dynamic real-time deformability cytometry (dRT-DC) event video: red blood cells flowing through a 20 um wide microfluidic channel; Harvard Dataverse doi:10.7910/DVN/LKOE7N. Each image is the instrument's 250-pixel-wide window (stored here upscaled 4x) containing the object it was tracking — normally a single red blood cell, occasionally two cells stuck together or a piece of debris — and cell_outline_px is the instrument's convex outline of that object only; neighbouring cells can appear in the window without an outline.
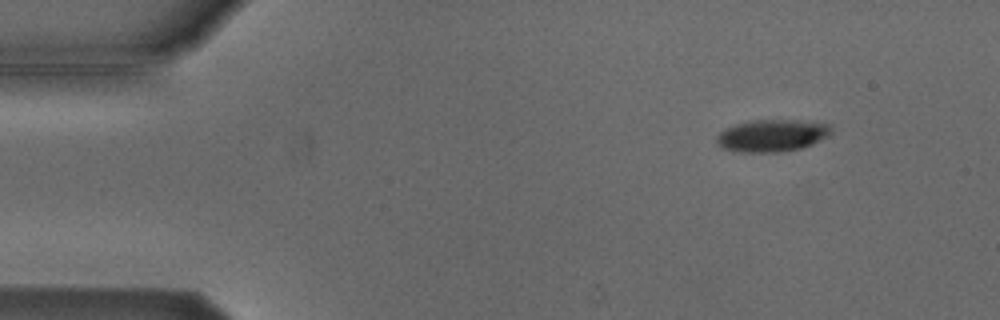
{"species": "Egyptian fruit bat (a non-hibernating species)", "species_latin": "Rousettus aegyptiacus", "temperature_condition": "cold", "stored_images_in_passage": 8, "camera_frame_rate_fps": 3000, "um_per_image_px": 0.085, "animal": {"sex": "male"}, "frame": {"image": 1, "passage_image": 1, "time_ms": 0.0, "image_size_px": [1000, 320], "cell_outline_px": [[832, 132], [828, 136], [812, 144], [800, 148], [784, 152], [736, 152], [720, 148], [716, 144], [716, 136], [724, 128], [748, 120], [800, 120], [832, 124]], "centroid_in_image_um": [65.6, 11.52], "position_along_channel_um": 19.4, "area_um2": 21.91}}
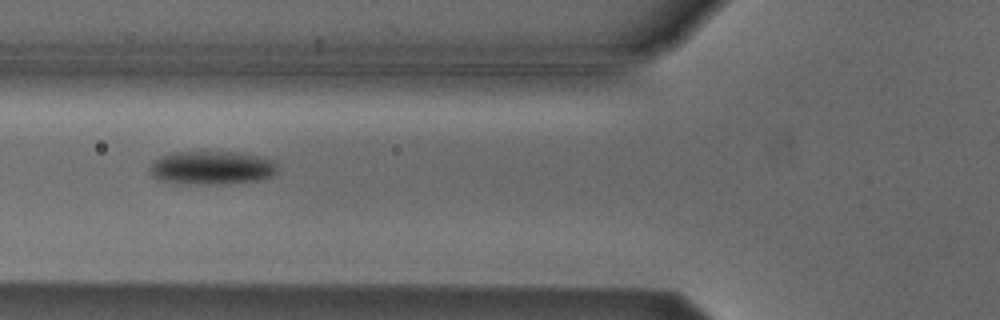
{"frame": {"image": 2, "passage_image": 5, "time_ms": 4.667, "image_size_px": [1000, 320], "cell_outline_px": [[280, 172], [276, 176], [260, 180], [224, 184], [172, 184], [156, 180], [152, 176], [148, 168], [152, 160], [160, 156], [172, 152], [236, 152], [260, 156], [272, 160], [280, 168]], "centroid_in_image_um": [17.99, 14.28], "position_along_channel_um": 107.8, "area_um2": 25.84}}
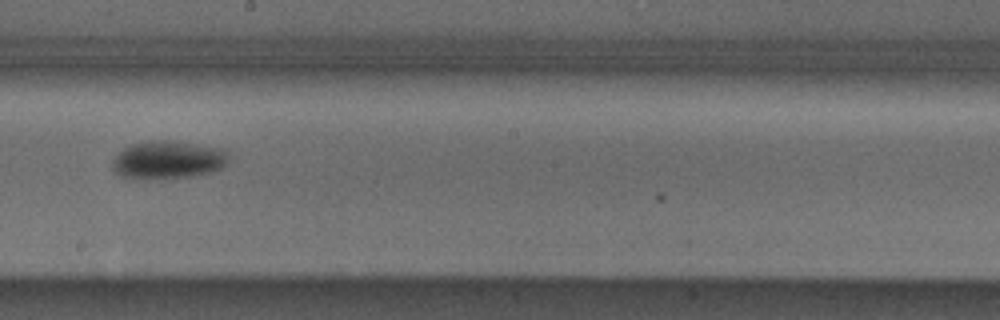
{"frame": {"image": 3, "passage_image": 8, "time_ms": 8.0, "image_size_px": [1000, 320], "cell_outline_px": [[228, 164], [212, 172], [192, 176], [156, 180], [132, 180], [120, 176], [112, 172], [112, 160], [124, 148], [132, 144], [152, 140], [168, 140], [224, 148], [228, 152]], "centroid_in_image_um": [14.25, 13.62], "position_along_channel_um": 234.0, "area_um2": 26.47}}